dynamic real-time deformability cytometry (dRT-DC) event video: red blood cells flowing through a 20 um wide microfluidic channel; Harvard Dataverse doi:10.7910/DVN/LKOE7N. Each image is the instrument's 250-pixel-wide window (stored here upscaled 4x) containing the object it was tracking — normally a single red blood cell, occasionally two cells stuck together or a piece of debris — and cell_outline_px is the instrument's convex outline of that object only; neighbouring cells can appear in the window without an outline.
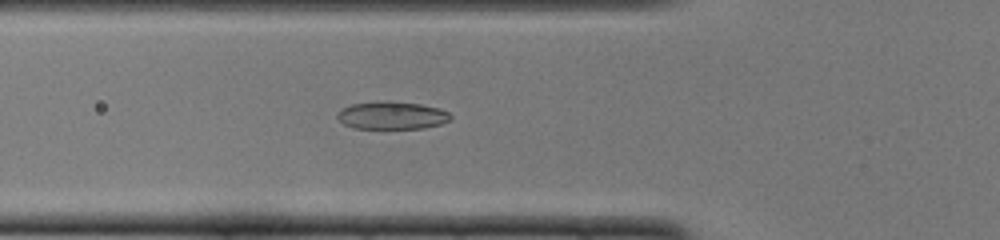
{"species": "common noctule bat (a hibernating species)", "species_latin": "Nyctalus noctula", "temperature_condition": "cold", "stored_images_in_passage": 50, "camera_frame_rate_fps": 3000, "um_per_image_px": 0.085, "animal": {"sex": "female", "body_mass_g": 22.0, "forearm_length_mm": 56.7}, "frame": {"image": 1, "passage_image": 18, "time_ms": 5.667, "image_size_px": [1000, 240], "cell_outline_px": [[452, 116], [448, 120], [440, 124], [424, 128], [356, 128], [344, 124], [336, 116], [344, 108], [352, 104], [420, 104], [440, 108], [448, 112]], "centroid_in_image_um": [33.37, 9.86], "position_along_channel_um": 92.4, "area_um2": 17.11}}
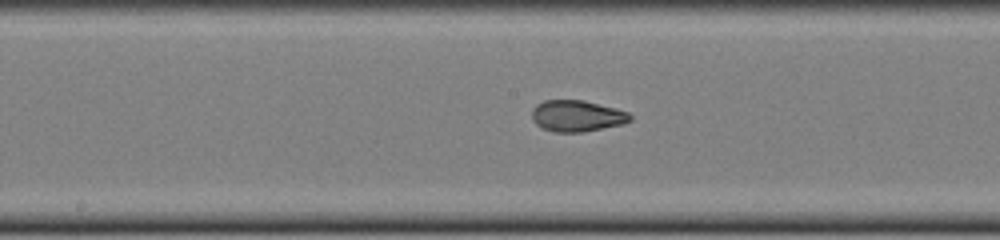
{"frame": {"image": 2, "passage_image": 26, "time_ms": 8.333, "image_size_px": [1000, 240], "cell_outline_px": [[632, 120], [624, 124], [584, 132], [556, 132], [544, 128], [536, 124], [532, 120], [532, 108], [536, 104], [544, 100], [584, 100], [616, 108], [628, 112], [632, 116]], "centroid_in_image_um": [49.06, 9.85], "position_along_channel_um": 199.1, "area_um2": 18.09}}
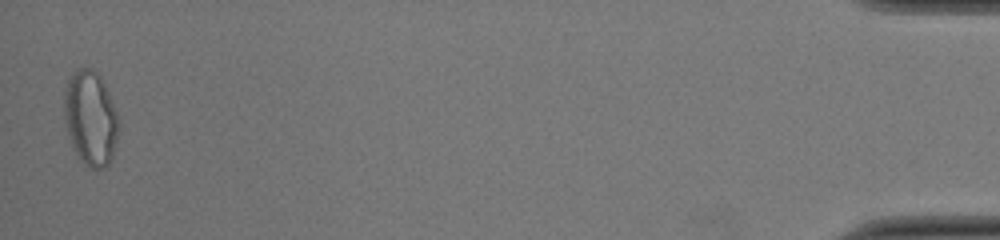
{"frame": {"image": 3, "passage_image": 50, "time_ms": 16.333, "image_size_px": [1000, 240], "cell_outline_px": [[120, 128], [112, 156], [108, 164], [104, 168], [92, 168], [84, 164], [76, 152], [72, 144], [68, 132], [64, 116], [64, 92], [68, 80], [72, 72], [76, 68], [92, 68], [100, 76], [108, 92], [116, 112], [120, 124]], "centroid_in_image_um": [7.7, 10.02], "position_along_channel_um": 427.5, "area_um2": 29.88}, "authors_computed_cell_mechanics": {"area_um2": 18.9584, "velocity_mm_per_s": 3.9975, "shape_relaxation_time_tau1_ms": 6.3481, "shape_relaxation_time_tau2_ms": 1.1991, "deformation_change_tau1": 0.2192, "deformation_change_tau2": 0.055}}